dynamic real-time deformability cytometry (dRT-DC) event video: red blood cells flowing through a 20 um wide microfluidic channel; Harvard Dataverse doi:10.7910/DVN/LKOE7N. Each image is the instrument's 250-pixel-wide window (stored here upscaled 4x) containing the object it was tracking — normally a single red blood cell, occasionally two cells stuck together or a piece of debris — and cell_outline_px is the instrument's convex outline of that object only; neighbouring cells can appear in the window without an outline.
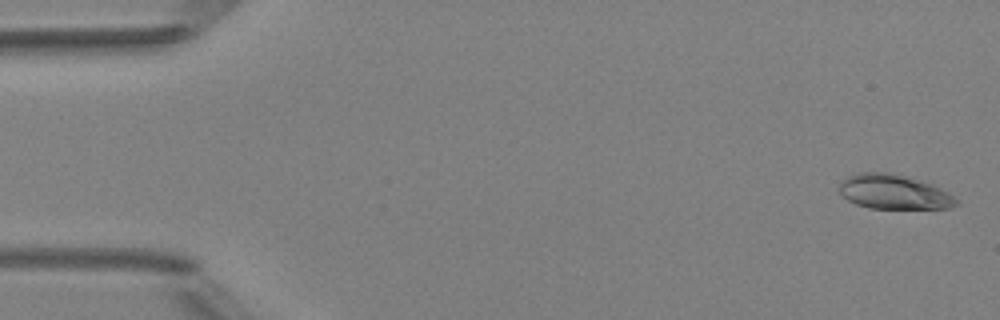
{"species": "Egyptian fruit bat (a non-hibernating species)", "species_latin": "Rousettus aegyptiacus", "temperature_condition": "room temperature", "stored_images_in_passage": 5, "camera_frame_rate_fps": 3000, "um_per_image_px": 0.085, "animal": {"sex": "female"}, "frame": {"image": 1, "passage_image": 1, "time_ms": 0.0, "image_size_px": [1000, 320], "cell_outline_px": [[960, 200], [956, 204], [948, 208], [868, 208], [856, 204], [848, 200], [840, 192], [840, 180], [848, 176], [860, 172], [888, 172], [932, 184], [948, 192]], "centroid_in_image_um": [75.97, 16.31], "position_along_channel_um": 9.0, "area_um2": 23.35}}
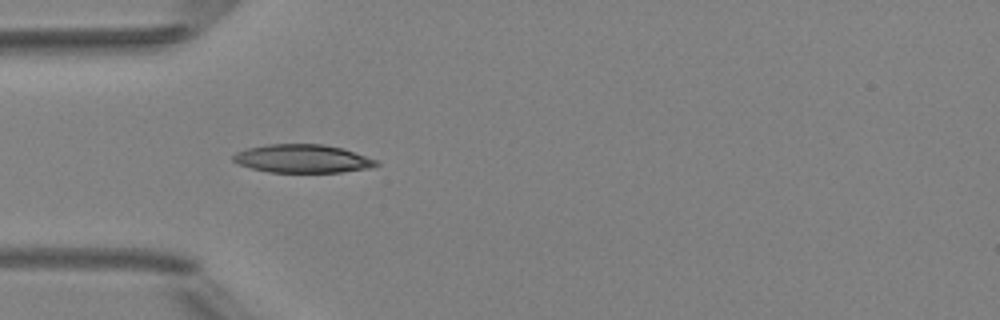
{"frame": {"image": 2, "passage_image": 5, "time_ms": 4.667, "image_size_px": [1000, 320], "cell_outline_px": [[380, 164], [372, 168], [340, 172], [268, 172], [252, 168], [240, 164], [232, 160], [232, 156], [236, 152], [248, 148], [268, 144], [324, 144], [340, 148], [376, 160]], "centroid_in_image_um": [25.7, 13.49], "position_along_channel_um": 59.3, "area_um2": 23.35}}